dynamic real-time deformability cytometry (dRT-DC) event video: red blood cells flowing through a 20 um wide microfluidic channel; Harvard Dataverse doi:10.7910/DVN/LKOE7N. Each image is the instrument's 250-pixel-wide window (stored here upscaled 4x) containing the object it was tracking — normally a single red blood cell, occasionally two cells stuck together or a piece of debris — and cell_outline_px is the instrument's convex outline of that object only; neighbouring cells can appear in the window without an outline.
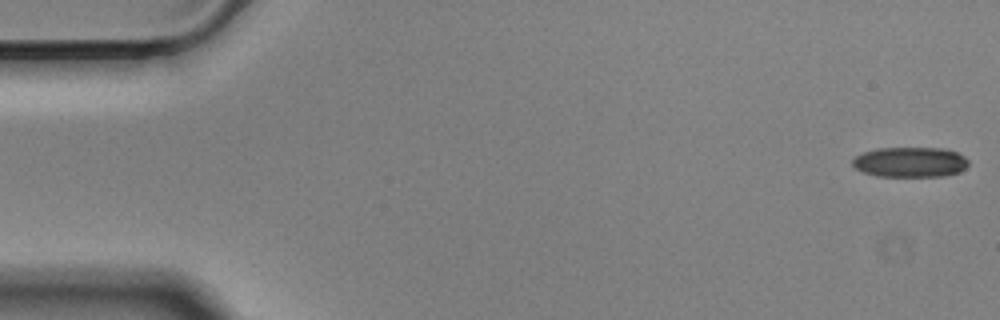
{"species": "Egyptian fruit bat (a non-hibernating species)", "species_latin": "Rousettus aegyptiacus", "temperature_condition": "cold", "stored_images_in_passage": 56, "camera_frame_rate_fps": 3000, "um_per_image_px": 0.085, "animal": {"sex": "male"}, "frame": {"image": 1, "passage_image": 1, "time_ms": 0.0, "image_size_px": [1000, 320], "cell_outline_px": [[968, 164], [960, 172], [944, 176], [876, 176], [864, 172], [856, 168], [852, 164], [852, 160], [856, 156], [864, 152], [880, 148], [944, 148], [956, 152], [964, 156], [968, 160]], "centroid_in_image_um": [77.38, 13.78], "position_along_channel_um": 7.6, "area_um2": 20.29}}
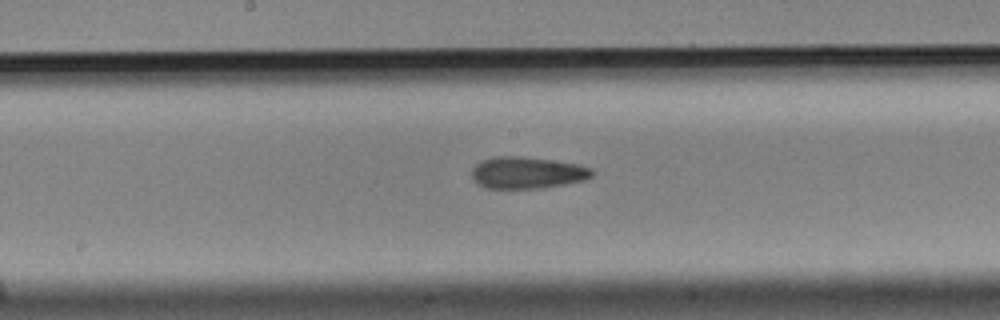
{"frame": {"image": 2, "passage_image": 29, "time_ms": 9.333, "image_size_px": [1000, 320], "cell_outline_px": [[596, 172], [592, 176], [584, 180], [544, 188], [484, 188], [476, 184], [472, 180], [472, 168], [480, 160], [492, 156], [520, 156], [552, 160], [576, 164], [592, 168]], "centroid_in_image_um": [44.77, 14.68], "position_along_channel_um": 203.4, "area_um2": 22.54}}
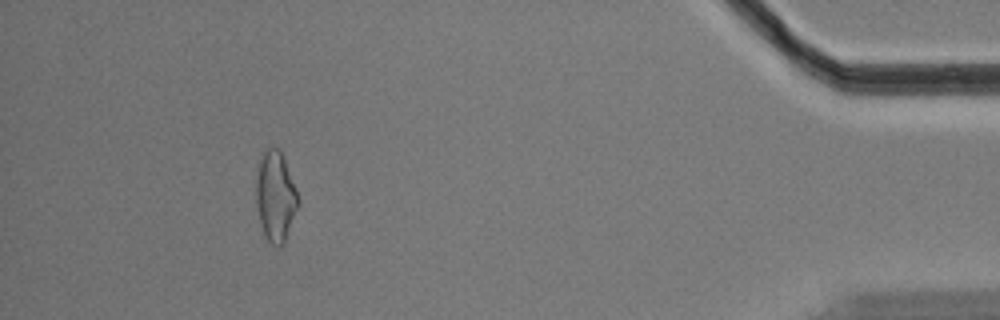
{"frame": {"image": 3, "passage_image": 52, "time_ms": 17.0, "image_size_px": [1000, 320], "cell_outline_px": [[300, 204], [284, 244], [272, 244], [264, 236], [260, 224], [256, 200], [256, 180], [260, 160], [264, 152], [268, 148], [280, 148], [296, 188], [300, 200]], "centroid_in_image_um": [23.44, 16.71], "position_along_channel_um": 411.8, "area_um2": 22.08}}